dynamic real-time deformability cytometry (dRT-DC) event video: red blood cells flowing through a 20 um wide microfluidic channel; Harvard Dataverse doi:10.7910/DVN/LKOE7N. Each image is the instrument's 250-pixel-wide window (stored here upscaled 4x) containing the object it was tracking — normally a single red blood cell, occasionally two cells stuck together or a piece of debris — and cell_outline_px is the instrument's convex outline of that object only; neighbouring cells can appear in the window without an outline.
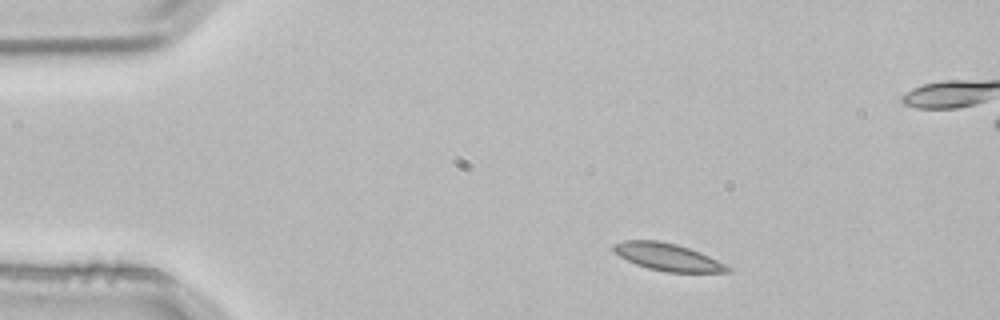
{"species": "common noctule bat (a hibernating species)", "species_latin": "Nyctalus noctula", "temperature_condition": "room temperature", "stored_images_in_passage": 3, "camera_frame_rate_fps": 3000, "um_per_image_px": 0.085, "animal": {"sex": "male", "body_mass_g": 21.5, "forearm_length_mm": 52.0}, "frame": {"image": 1, "passage_image": 1, "time_ms": 0.0, "image_size_px": [1000, 320], "cell_outline_px": [[732, 272], [664, 272], [648, 268], [636, 264], [620, 256], [612, 248], [612, 244], [624, 240], [660, 240], [676, 244], [700, 252], [732, 268]], "centroid_in_image_um": [56.74, 21.84], "position_along_channel_um": 28.3, "area_um2": 18.03}}